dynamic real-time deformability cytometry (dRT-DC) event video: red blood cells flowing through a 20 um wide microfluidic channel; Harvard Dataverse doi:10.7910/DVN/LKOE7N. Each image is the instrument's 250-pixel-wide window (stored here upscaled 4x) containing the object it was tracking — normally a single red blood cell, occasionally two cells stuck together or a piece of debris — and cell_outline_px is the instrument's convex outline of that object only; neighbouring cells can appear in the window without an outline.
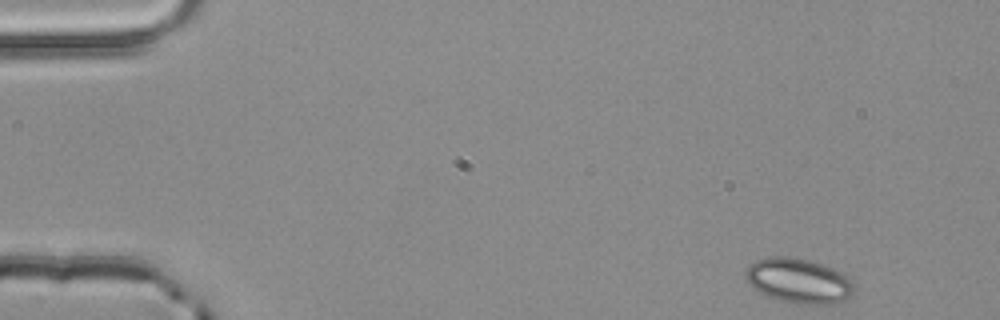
{"species": "common noctule bat (a hibernating species)", "species_latin": "Nyctalus noctula", "temperature_condition": "room temperature", "stored_images_in_passage": 4, "camera_frame_rate_fps": 3000, "um_per_image_px": 0.085, "animal": {"sex": "male", "body_mass_g": 20.4}, "frame": {"image": 1, "passage_image": 1, "time_ms": 0.0, "image_size_px": [1000, 320], "cell_outline_px": [[856, 292], [844, 300], [832, 304], [796, 304], [780, 300], [768, 296], [752, 288], [748, 284], [744, 276], [744, 272], [748, 264], [756, 260], [768, 256], [788, 256], [808, 260], [824, 264], [844, 272], [852, 280]], "centroid_in_image_um": [67.89, 23.85], "position_along_channel_um": 17.1, "area_um2": 29.02}}